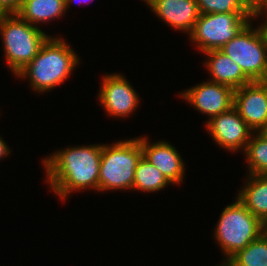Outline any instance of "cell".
I'll list each match as a JSON object with an SVG mask.
<instances>
[{"label": "cell", "mask_w": 267, "mask_h": 266, "mask_svg": "<svg viewBox=\"0 0 267 266\" xmlns=\"http://www.w3.org/2000/svg\"><path fill=\"white\" fill-rule=\"evenodd\" d=\"M102 145H75L45 156L42 164L48 189L64 202L73 192H97Z\"/></svg>", "instance_id": "cell-1"}, {"label": "cell", "mask_w": 267, "mask_h": 266, "mask_svg": "<svg viewBox=\"0 0 267 266\" xmlns=\"http://www.w3.org/2000/svg\"><path fill=\"white\" fill-rule=\"evenodd\" d=\"M63 38L50 36L37 55L15 76L29 81L36 93H48L69 78L80 57ZM23 78V79H22Z\"/></svg>", "instance_id": "cell-2"}, {"label": "cell", "mask_w": 267, "mask_h": 266, "mask_svg": "<svg viewBox=\"0 0 267 266\" xmlns=\"http://www.w3.org/2000/svg\"><path fill=\"white\" fill-rule=\"evenodd\" d=\"M234 198L235 201L222 210L213 230L215 243L225 256L224 262L215 266H223L239 250L244 249L265 232V224L237 197Z\"/></svg>", "instance_id": "cell-3"}, {"label": "cell", "mask_w": 267, "mask_h": 266, "mask_svg": "<svg viewBox=\"0 0 267 266\" xmlns=\"http://www.w3.org/2000/svg\"><path fill=\"white\" fill-rule=\"evenodd\" d=\"M23 20L18 14L0 15V34L5 62L17 75L40 51L51 36Z\"/></svg>", "instance_id": "cell-4"}, {"label": "cell", "mask_w": 267, "mask_h": 266, "mask_svg": "<svg viewBox=\"0 0 267 266\" xmlns=\"http://www.w3.org/2000/svg\"><path fill=\"white\" fill-rule=\"evenodd\" d=\"M142 156L138 137L103 144L99 170L98 192L133 189L134 173Z\"/></svg>", "instance_id": "cell-5"}, {"label": "cell", "mask_w": 267, "mask_h": 266, "mask_svg": "<svg viewBox=\"0 0 267 266\" xmlns=\"http://www.w3.org/2000/svg\"><path fill=\"white\" fill-rule=\"evenodd\" d=\"M251 21L256 22L254 13L200 14L188 38L201 53L220 50Z\"/></svg>", "instance_id": "cell-6"}, {"label": "cell", "mask_w": 267, "mask_h": 266, "mask_svg": "<svg viewBox=\"0 0 267 266\" xmlns=\"http://www.w3.org/2000/svg\"><path fill=\"white\" fill-rule=\"evenodd\" d=\"M252 22L227 42L220 51L236 62L252 81L263 82L267 40L260 25L253 27Z\"/></svg>", "instance_id": "cell-7"}, {"label": "cell", "mask_w": 267, "mask_h": 266, "mask_svg": "<svg viewBox=\"0 0 267 266\" xmlns=\"http://www.w3.org/2000/svg\"><path fill=\"white\" fill-rule=\"evenodd\" d=\"M103 76L98 100L106 115L126 119L134 114L141 99L124 74L115 72Z\"/></svg>", "instance_id": "cell-8"}, {"label": "cell", "mask_w": 267, "mask_h": 266, "mask_svg": "<svg viewBox=\"0 0 267 266\" xmlns=\"http://www.w3.org/2000/svg\"><path fill=\"white\" fill-rule=\"evenodd\" d=\"M205 127L213 142L230 153H243L254 132L234 107L212 117L205 122Z\"/></svg>", "instance_id": "cell-9"}, {"label": "cell", "mask_w": 267, "mask_h": 266, "mask_svg": "<svg viewBox=\"0 0 267 266\" xmlns=\"http://www.w3.org/2000/svg\"><path fill=\"white\" fill-rule=\"evenodd\" d=\"M179 96L198 112L209 116L207 121L230 110L234 103L233 88L209 80L183 90Z\"/></svg>", "instance_id": "cell-10"}, {"label": "cell", "mask_w": 267, "mask_h": 266, "mask_svg": "<svg viewBox=\"0 0 267 266\" xmlns=\"http://www.w3.org/2000/svg\"><path fill=\"white\" fill-rule=\"evenodd\" d=\"M233 107L254 132L267 131V84L253 81L234 90Z\"/></svg>", "instance_id": "cell-11"}, {"label": "cell", "mask_w": 267, "mask_h": 266, "mask_svg": "<svg viewBox=\"0 0 267 266\" xmlns=\"http://www.w3.org/2000/svg\"><path fill=\"white\" fill-rule=\"evenodd\" d=\"M142 156L158 168L175 186L185 179L186 166L180 152L165 140L150 142L146 135L139 136Z\"/></svg>", "instance_id": "cell-12"}, {"label": "cell", "mask_w": 267, "mask_h": 266, "mask_svg": "<svg viewBox=\"0 0 267 266\" xmlns=\"http://www.w3.org/2000/svg\"><path fill=\"white\" fill-rule=\"evenodd\" d=\"M162 22L190 34L200 16L197 0H142Z\"/></svg>", "instance_id": "cell-13"}, {"label": "cell", "mask_w": 267, "mask_h": 266, "mask_svg": "<svg viewBox=\"0 0 267 266\" xmlns=\"http://www.w3.org/2000/svg\"><path fill=\"white\" fill-rule=\"evenodd\" d=\"M203 65L210 73L209 81L228 85L234 90L253 82L229 56L220 50H211L203 53Z\"/></svg>", "instance_id": "cell-14"}, {"label": "cell", "mask_w": 267, "mask_h": 266, "mask_svg": "<svg viewBox=\"0 0 267 266\" xmlns=\"http://www.w3.org/2000/svg\"><path fill=\"white\" fill-rule=\"evenodd\" d=\"M236 197L264 224L267 223V175L247 174Z\"/></svg>", "instance_id": "cell-15"}, {"label": "cell", "mask_w": 267, "mask_h": 266, "mask_svg": "<svg viewBox=\"0 0 267 266\" xmlns=\"http://www.w3.org/2000/svg\"><path fill=\"white\" fill-rule=\"evenodd\" d=\"M65 0H23L18 15L31 25L47 23L66 14Z\"/></svg>", "instance_id": "cell-16"}, {"label": "cell", "mask_w": 267, "mask_h": 266, "mask_svg": "<svg viewBox=\"0 0 267 266\" xmlns=\"http://www.w3.org/2000/svg\"><path fill=\"white\" fill-rule=\"evenodd\" d=\"M168 185L173 184L158 168L147 161L144 156H141L134 173L132 191L157 193V191L164 190Z\"/></svg>", "instance_id": "cell-17"}, {"label": "cell", "mask_w": 267, "mask_h": 266, "mask_svg": "<svg viewBox=\"0 0 267 266\" xmlns=\"http://www.w3.org/2000/svg\"><path fill=\"white\" fill-rule=\"evenodd\" d=\"M248 174L267 175V131L253 132L245 151Z\"/></svg>", "instance_id": "cell-18"}, {"label": "cell", "mask_w": 267, "mask_h": 266, "mask_svg": "<svg viewBox=\"0 0 267 266\" xmlns=\"http://www.w3.org/2000/svg\"><path fill=\"white\" fill-rule=\"evenodd\" d=\"M223 266H267V233L239 250Z\"/></svg>", "instance_id": "cell-19"}, {"label": "cell", "mask_w": 267, "mask_h": 266, "mask_svg": "<svg viewBox=\"0 0 267 266\" xmlns=\"http://www.w3.org/2000/svg\"><path fill=\"white\" fill-rule=\"evenodd\" d=\"M200 14L254 13L247 0H197Z\"/></svg>", "instance_id": "cell-20"}, {"label": "cell", "mask_w": 267, "mask_h": 266, "mask_svg": "<svg viewBox=\"0 0 267 266\" xmlns=\"http://www.w3.org/2000/svg\"><path fill=\"white\" fill-rule=\"evenodd\" d=\"M23 0H0V15L17 14Z\"/></svg>", "instance_id": "cell-21"}, {"label": "cell", "mask_w": 267, "mask_h": 266, "mask_svg": "<svg viewBox=\"0 0 267 266\" xmlns=\"http://www.w3.org/2000/svg\"><path fill=\"white\" fill-rule=\"evenodd\" d=\"M263 16V15H266L265 17V21H262L260 25L264 35H265V38L267 40V3H264L260 6H258L257 8L254 9V19H258L260 16Z\"/></svg>", "instance_id": "cell-22"}, {"label": "cell", "mask_w": 267, "mask_h": 266, "mask_svg": "<svg viewBox=\"0 0 267 266\" xmlns=\"http://www.w3.org/2000/svg\"><path fill=\"white\" fill-rule=\"evenodd\" d=\"M11 153V147L6 144L4 139L0 136V160L7 158Z\"/></svg>", "instance_id": "cell-23"}, {"label": "cell", "mask_w": 267, "mask_h": 266, "mask_svg": "<svg viewBox=\"0 0 267 266\" xmlns=\"http://www.w3.org/2000/svg\"><path fill=\"white\" fill-rule=\"evenodd\" d=\"M76 1H78L79 4H82L83 3L85 5V3H88V2L90 3L93 0H65V3H66V11L68 10V8H70V6H72L73 2L76 3Z\"/></svg>", "instance_id": "cell-24"}, {"label": "cell", "mask_w": 267, "mask_h": 266, "mask_svg": "<svg viewBox=\"0 0 267 266\" xmlns=\"http://www.w3.org/2000/svg\"><path fill=\"white\" fill-rule=\"evenodd\" d=\"M247 2L255 9L258 6L267 3V0H247Z\"/></svg>", "instance_id": "cell-25"}, {"label": "cell", "mask_w": 267, "mask_h": 266, "mask_svg": "<svg viewBox=\"0 0 267 266\" xmlns=\"http://www.w3.org/2000/svg\"><path fill=\"white\" fill-rule=\"evenodd\" d=\"M263 83L267 84V54H266V69H265V73L263 76Z\"/></svg>", "instance_id": "cell-26"}, {"label": "cell", "mask_w": 267, "mask_h": 266, "mask_svg": "<svg viewBox=\"0 0 267 266\" xmlns=\"http://www.w3.org/2000/svg\"><path fill=\"white\" fill-rule=\"evenodd\" d=\"M265 232L267 233V223L265 224Z\"/></svg>", "instance_id": "cell-27"}]
</instances>
